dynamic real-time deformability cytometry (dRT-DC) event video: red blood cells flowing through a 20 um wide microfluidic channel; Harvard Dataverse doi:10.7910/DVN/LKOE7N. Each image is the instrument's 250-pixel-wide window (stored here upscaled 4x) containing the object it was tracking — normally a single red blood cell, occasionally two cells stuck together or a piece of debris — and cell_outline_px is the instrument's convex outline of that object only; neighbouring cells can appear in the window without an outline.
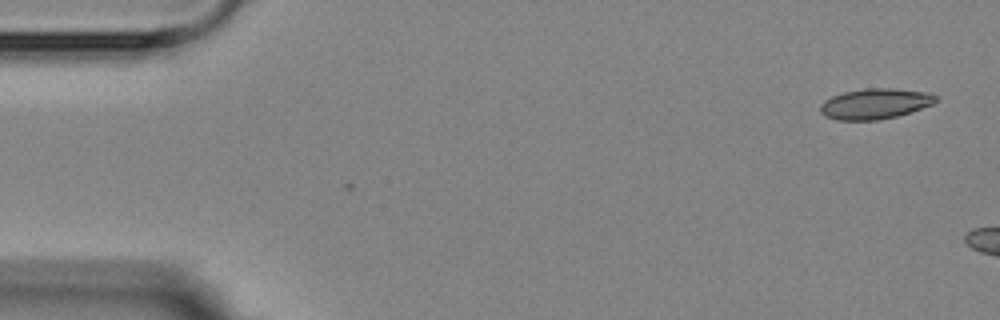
{"species": "Egyptian fruit bat (a non-hibernating species)", "species_latin": "Rousettus aegyptiacus", "temperature_condition": "room temperature", "stored_images_in_passage": 3, "camera_frame_rate_fps": 3000, "um_per_image_px": 0.085, "animal": {"sex": "female"}, "frame": {"image": 1, "passage_image": 1, "time_ms": 0.0, "image_size_px": [1000, 320], "cell_outline_px": [[936, 100], [932, 104], [896, 116], [880, 120], [836, 120], [824, 116], [820, 112], [820, 104], [824, 100], [832, 96], [844, 92], [864, 88], [892, 88], [932, 92], [936, 96]], "centroid_in_image_um": [74.34, 8.81], "position_along_channel_um": 10.7, "area_um2": 20.58}}